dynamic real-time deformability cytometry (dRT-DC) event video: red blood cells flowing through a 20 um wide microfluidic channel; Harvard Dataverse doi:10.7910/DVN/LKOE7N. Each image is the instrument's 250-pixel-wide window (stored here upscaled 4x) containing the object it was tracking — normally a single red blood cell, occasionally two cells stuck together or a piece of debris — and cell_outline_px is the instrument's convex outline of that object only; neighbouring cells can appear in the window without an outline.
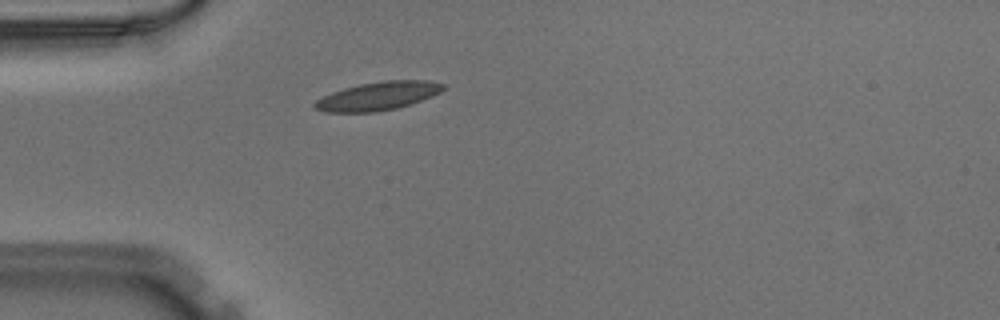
{"species": "Egyptian fruit bat (a non-hibernating species)", "species_latin": "Rousettus aegyptiacus", "temperature_condition": "warm", "stored_images_in_passage": 25, "camera_frame_rate_fps": 3000, "um_per_image_px": 0.085, "animal": {"sex": "male"}, "frame": {"image": 1, "passage_image": 2, "time_ms": 0.333, "image_size_px": [1000, 320], "cell_outline_px": [[444, 88], [440, 92], [432, 96], [412, 104], [396, 108], [376, 112], [324, 112], [316, 108], [312, 104], [316, 100], [332, 92], [344, 88], [360, 84], [384, 80], [428, 80], [444, 84]], "centroid_in_image_um": [32.14, 8.16], "position_along_channel_um": 52.9, "area_um2": 21.21}}
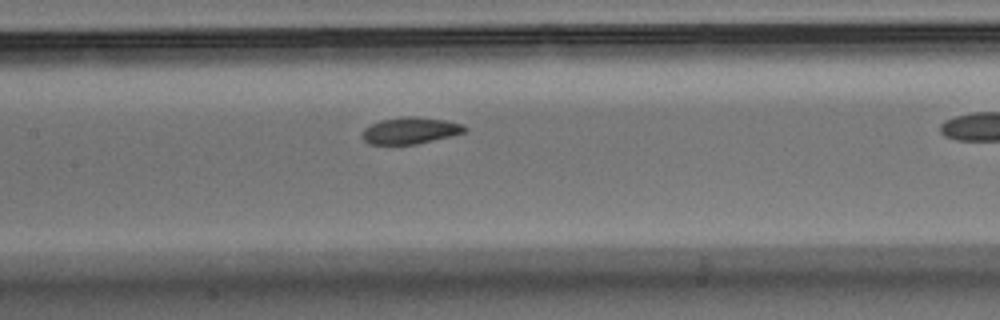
{"frame": {"image": 2, "passage_image": 8, "time_ms": 2.333, "image_size_px": [1000, 320], "cell_outline_px": [[468, 128], [464, 132], [452, 136], [416, 144], [368, 144], [360, 136], [364, 128], [380, 120], [404, 116], [416, 116], [444, 120], [464, 124]], "centroid_in_image_um": [34.87, 11.09], "position_along_channel_um": 172.5, "area_um2": 16.01}}
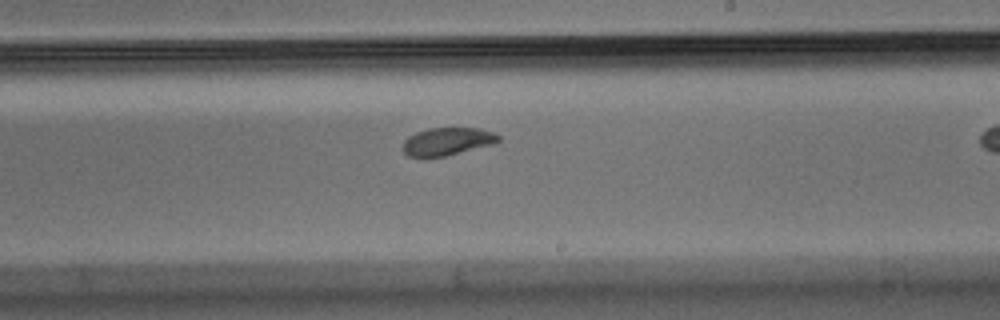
{"frame": {"image": 3, "passage_image": 14, "time_ms": 4.333, "image_size_px": [1000, 320], "cell_outline_px": [[500, 140], [496, 144], [444, 156], [408, 156], [404, 152], [404, 140], [408, 136], [416, 132], [428, 128], [480, 128], [492, 132], [500, 136]], "centroid_in_image_um": [38.06, 12.01], "position_along_channel_um": 250.9, "area_um2": 15.37}}